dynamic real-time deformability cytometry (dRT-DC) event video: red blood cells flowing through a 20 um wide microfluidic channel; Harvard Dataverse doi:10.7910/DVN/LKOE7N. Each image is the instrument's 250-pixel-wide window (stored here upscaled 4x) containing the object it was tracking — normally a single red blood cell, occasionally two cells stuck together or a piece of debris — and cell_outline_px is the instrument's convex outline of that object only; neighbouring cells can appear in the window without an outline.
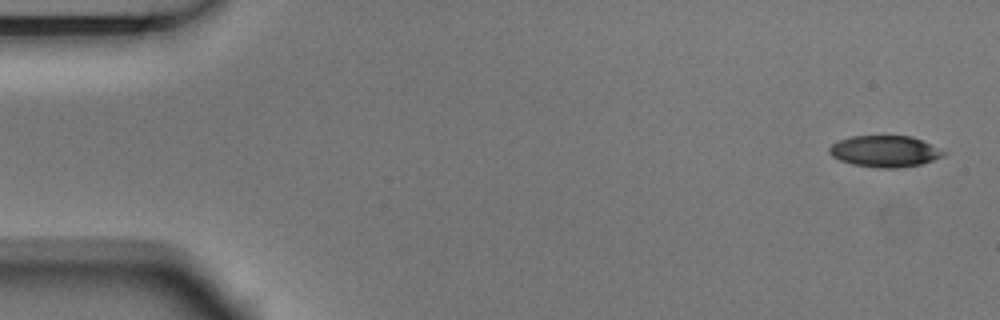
{"species": "Egyptian fruit bat (a non-hibernating species)", "species_latin": "Rousettus aegyptiacus", "temperature_condition": "room temperature", "stored_images_in_passage": 3, "camera_frame_rate_fps": 3000, "um_per_image_px": 0.085, "animal": {"sex": "male"}, "frame": {"image": 1, "passage_image": 1, "time_ms": 0.0, "image_size_px": [1000, 320], "cell_outline_px": [[948, 152], [944, 156], [920, 164], [896, 168], [876, 168], [852, 164], [840, 160], [832, 156], [828, 152], [828, 148], [832, 144], [840, 140], [852, 136], [912, 136]], "centroid_in_image_um": [75.21, 12.86], "position_along_channel_um": 9.8, "area_um2": 20.87}}